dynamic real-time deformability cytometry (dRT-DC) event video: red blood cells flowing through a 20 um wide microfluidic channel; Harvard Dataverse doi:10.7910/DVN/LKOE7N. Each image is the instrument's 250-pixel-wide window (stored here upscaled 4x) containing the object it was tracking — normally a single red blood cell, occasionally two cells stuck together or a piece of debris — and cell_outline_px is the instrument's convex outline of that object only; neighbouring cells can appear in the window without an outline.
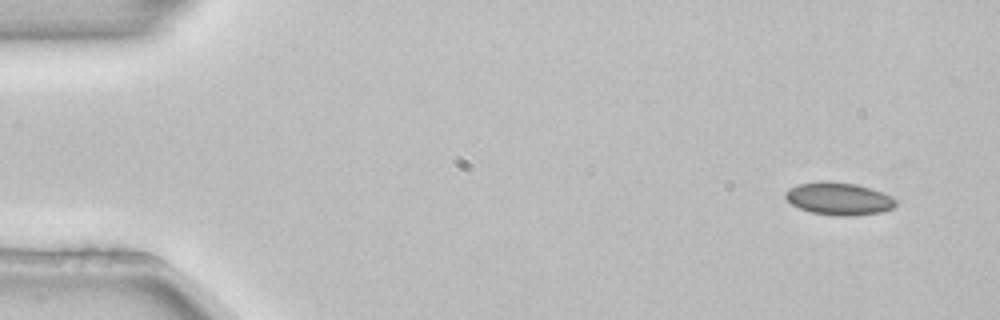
{"species": "common noctule bat (a hibernating species)", "species_latin": "Nyctalus noctula", "temperature_condition": "room temperature", "stored_images_in_passage": 4, "camera_frame_rate_fps": 3000, "um_per_image_px": 0.085, "animal": {"sex": "female", "body_mass_g": 22.7, "forearm_length_mm": 54.2}, "frame": {"image": 1, "passage_image": 1, "time_ms": 0.0, "image_size_px": [1000, 320], "cell_outline_px": [[896, 204], [892, 208], [880, 212], [848, 216], [840, 216], [812, 212], [800, 208], [792, 204], [784, 196], [784, 192], [788, 188], [796, 184], [820, 180], [828, 180], [856, 184], [892, 196], [896, 200]], "centroid_in_image_um": [71.25, 16.86], "position_along_channel_um": 13.8, "area_um2": 20.92}}
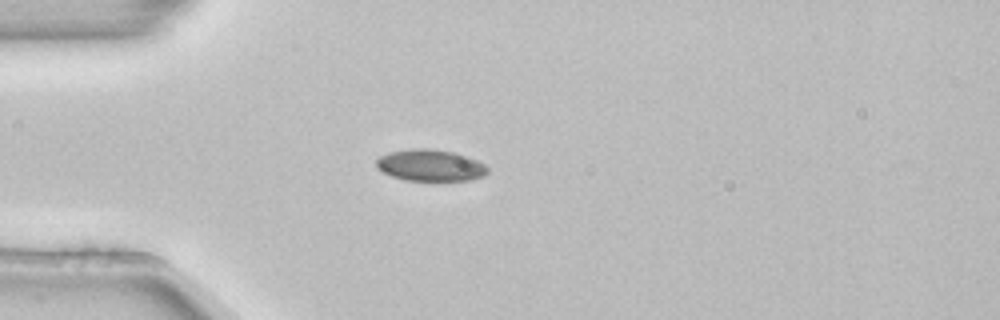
{"frame": {"image": 2, "passage_image": 4, "time_ms": 1.0, "image_size_px": [1000, 320], "cell_outline_px": [[488, 172], [484, 176], [472, 180], [404, 180], [392, 176], [384, 172], [376, 164], [376, 160], [380, 156], [388, 152], [412, 148], [428, 148], [452, 152], [468, 156], [484, 164], [488, 168]], "centroid_in_image_um": [36.6, 14.05], "position_along_channel_um": 48.4, "area_um2": 20.4}}